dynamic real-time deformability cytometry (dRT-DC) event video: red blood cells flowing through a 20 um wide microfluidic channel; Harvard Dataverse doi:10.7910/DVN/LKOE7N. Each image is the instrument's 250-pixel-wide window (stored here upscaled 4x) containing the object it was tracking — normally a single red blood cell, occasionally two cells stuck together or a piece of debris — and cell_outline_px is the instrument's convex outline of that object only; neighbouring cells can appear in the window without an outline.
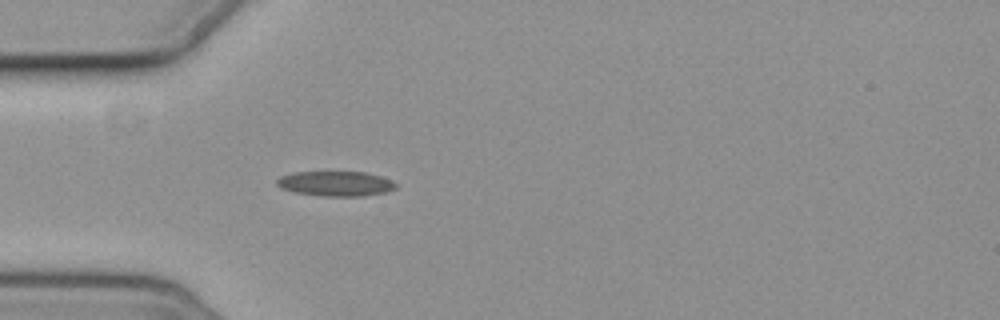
{"species": "common noctule bat (a hibernating species)", "species_latin": "Nyctalus noctula", "temperature_condition": "cold", "stored_images_in_passage": 4, "camera_frame_rate_fps": 3000, "um_per_image_px": 0.085, "animal": {"sex": "female", "body_mass_g": 19.3, "forearm_length_mm": 54.1}, "frame": {"image": 1, "passage_image": 4, "time_ms": 3.333, "image_size_px": [1000, 320], "cell_outline_px": [[396, 188], [388, 192], [360, 196], [320, 196], [296, 192], [280, 188], [276, 184], [276, 180], [280, 176], [292, 172], [364, 172], [380, 176], [392, 180], [396, 184]], "centroid_in_image_um": [28.52, 15.61], "position_along_channel_um": 56.5, "area_um2": 17.34}}